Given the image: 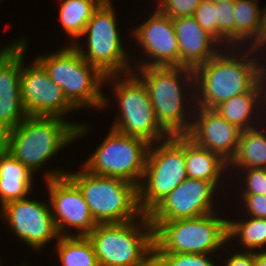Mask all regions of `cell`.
<instances>
[{
    "mask_svg": "<svg viewBox=\"0 0 266 266\" xmlns=\"http://www.w3.org/2000/svg\"><path fill=\"white\" fill-rule=\"evenodd\" d=\"M132 34L144 53L153 58L152 61L138 63L136 68L179 67V45L170 17L155 10Z\"/></svg>",
    "mask_w": 266,
    "mask_h": 266,
    "instance_id": "obj_16",
    "label": "cell"
},
{
    "mask_svg": "<svg viewBox=\"0 0 266 266\" xmlns=\"http://www.w3.org/2000/svg\"><path fill=\"white\" fill-rule=\"evenodd\" d=\"M122 223H98L87 237L99 266H153L154 228L148 215ZM143 230H142V229Z\"/></svg>",
    "mask_w": 266,
    "mask_h": 266,
    "instance_id": "obj_3",
    "label": "cell"
},
{
    "mask_svg": "<svg viewBox=\"0 0 266 266\" xmlns=\"http://www.w3.org/2000/svg\"><path fill=\"white\" fill-rule=\"evenodd\" d=\"M133 72L125 74L123 80L119 75L106 76L105 80L114 81L113 89L122 115L117 117L112 129L155 144L170 135L158 123L147 88L138 73L136 75L135 70Z\"/></svg>",
    "mask_w": 266,
    "mask_h": 266,
    "instance_id": "obj_9",
    "label": "cell"
},
{
    "mask_svg": "<svg viewBox=\"0 0 266 266\" xmlns=\"http://www.w3.org/2000/svg\"><path fill=\"white\" fill-rule=\"evenodd\" d=\"M150 145L141 138L121 134L111 128L82 167L92 174L118 178L138 187Z\"/></svg>",
    "mask_w": 266,
    "mask_h": 266,
    "instance_id": "obj_10",
    "label": "cell"
},
{
    "mask_svg": "<svg viewBox=\"0 0 266 266\" xmlns=\"http://www.w3.org/2000/svg\"><path fill=\"white\" fill-rule=\"evenodd\" d=\"M54 54L35 58L48 72L50 79L63 90L67 100L76 108H105L108 104L101 85L106 76L89 64L72 44Z\"/></svg>",
    "mask_w": 266,
    "mask_h": 266,
    "instance_id": "obj_4",
    "label": "cell"
},
{
    "mask_svg": "<svg viewBox=\"0 0 266 266\" xmlns=\"http://www.w3.org/2000/svg\"><path fill=\"white\" fill-rule=\"evenodd\" d=\"M87 127L60 117L28 116L2 136V146L34 173L58 150L86 134Z\"/></svg>",
    "mask_w": 266,
    "mask_h": 266,
    "instance_id": "obj_1",
    "label": "cell"
},
{
    "mask_svg": "<svg viewBox=\"0 0 266 266\" xmlns=\"http://www.w3.org/2000/svg\"><path fill=\"white\" fill-rule=\"evenodd\" d=\"M257 2V0H236L234 2V44L241 40H252V38V41H255L261 13Z\"/></svg>",
    "mask_w": 266,
    "mask_h": 266,
    "instance_id": "obj_26",
    "label": "cell"
},
{
    "mask_svg": "<svg viewBox=\"0 0 266 266\" xmlns=\"http://www.w3.org/2000/svg\"><path fill=\"white\" fill-rule=\"evenodd\" d=\"M33 172L0 145V202L1 207L8 202L28 197L33 187Z\"/></svg>",
    "mask_w": 266,
    "mask_h": 266,
    "instance_id": "obj_20",
    "label": "cell"
},
{
    "mask_svg": "<svg viewBox=\"0 0 266 266\" xmlns=\"http://www.w3.org/2000/svg\"><path fill=\"white\" fill-rule=\"evenodd\" d=\"M254 266H266V251L254 252Z\"/></svg>",
    "mask_w": 266,
    "mask_h": 266,
    "instance_id": "obj_36",
    "label": "cell"
},
{
    "mask_svg": "<svg viewBox=\"0 0 266 266\" xmlns=\"http://www.w3.org/2000/svg\"><path fill=\"white\" fill-rule=\"evenodd\" d=\"M66 173L64 170L55 169L45 174L56 229L60 236H69L68 233H62L67 227L79 229L74 236H88L98 223L93 218L79 187Z\"/></svg>",
    "mask_w": 266,
    "mask_h": 266,
    "instance_id": "obj_12",
    "label": "cell"
},
{
    "mask_svg": "<svg viewBox=\"0 0 266 266\" xmlns=\"http://www.w3.org/2000/svg\"><path fill=\"white\" fill-rule=\"evenodd\" d=\"M245 177L246 188L242 194H261L266 196V169L250 168Z\"/></svg>",
    "mask_w": 266,
    "mask_h": 266,
    "instance_id": "obj_32",
    "label": "cell"
},
{
    "mask_svg": "<svg viewBox=\"0 0 266 266\" xmlns=\"http://www.w3.org/2000/svg\"><path fill=\"white\" fill-rule=\"evenodd\" d=\"M247 221L228 220V239L238 237L247 252L266 245V219L249 216ZM237 235V236H236Z\"/></svg>",
    "mask_w": 266,
    "mask_h": 266,
    "instance_id": "obj_27",
    "label": "cell"
},
{
    "mask_svg": "<svg viewBox=\"0 0 266 266\" xmlns=\"http://www.w3.org/2000/svg\"><path fill=\"white\" fill-rule=\"evenodd\" d=\"M257 129L241 132L236 154L228 163L229 167L266 169V134Z\"/></svg>",
    "mask_w": 266,
    "mask_h": 266,
    "instance_id": "obj_23",
    "label": "cell"
},
{
    "mask_svg": "<svg viewBox=\"0 0 266 266\" xmlns=\"http://www.w3.org/2000/svg\"><path fill=\"white\" fill-rule=\"evenodd\" d=\"M262 79L264 82V86H266V66L264 67V65L262 64ZM265 101H266V88H265Z\"/></svg>",
    "mask_w": 266,
    "mask_h": 266,
    "instance_id": "obj_39",
    "label": "cell"
},
{
    "mask_svg": "<svg viewBox=\"0 0 266 266\" xmlns=\"http://www.w3.org/2000/svg\"><path fill=\"white\" fill-rule=\"evenodd\" d=\"M48 204L24 198L6 203L0 214L21 241L38 250L60 236Z\"/></svg>",
    "mask_w": 266,
    "mask_h": 266,
    "instance_id": "obj_14",
    "label": "cell"
},
{
    "mask_svg": "<svg viewBox=\"0 0 266 266\" xmlns=\"http://www.w3.org/2000/svg\"><path fill=\"white\" fill-rule=\"evenodd\" d=\"M210 254L195 253H154L153 266H216Z\"/></svg>",
    "mask_w": 266,
    "mask_h": 266,
    "instance_id": "obj_29",
    "label": "cell"
},
{
    "mask_svg": "<svg viewBox=\"0 0 266 266\" xmlns=\"http://www.w3.org/2000/svg\"><path fill=\"white\" fill-rule=\"evenodd\" d=\"M17 42L0 59V135L17 127L28 114L22 102L20 74L22 42Z\"/></svg>",
    "mask_w": 266,
    "mask_h": 266,
    "instance_id": "obj_17",
    "label": "cell"
},
{
    "mask_svg": "<svg viewBox=\"0 0 266 266\" xmlns=\"http://www.w3.org/2000/svg\"><path fill=\"white\" fill-rule=\"evenodd\" d=\"M17 43L16 42H12V44H9L8 46H6L5 48L0 49V59Z\"/></svg>",
    "mask_w": 266,
    "mask_h": 266,
    "instance_id": "obj_37",
    "label": "cell"
},
{
    "mask_svg": "<svg viewBox=\"0 0 266 266\" xmlns=\"http://www.w3.org/2000/svg\"><path fill=\"white\" fill-rule=\"evenodd\" d=\"M266 43V8L261 9V13H260V24H259V28H258V32L256 34L255 37V41L253 43H251L249 49H251L252 51H255L256 49L258 50V48H262L263 45H265Z\"/></svg>",
    "mask_w": 266,
    "mask_h": 266,
    "instance_id": "obj_35",
    "label": "cell"
},
{
    "mask_svg": "<svg viewBox=\"0 0 266 266\" xmlns=\"http://www.w3.org/2000/svg\"><path fill=\"white\" fill-rule=\"evenodd\" d=\"M213 182L187 178L149 214L150 222L195 218L215 212Z\"/></svg>",
    "mask_w": 266,
    "mask_h": 266,
    "instance_id": "obj_15",
    "label": "cell"
},
{
    "mask_svg": "<svg viewBox=\"0 0 266 266\" xmlns=\"http://www.w3.org/2000/svg\"><path fill=\"white\" fill-rule=\"evenodd\" d=\"M88 1L92 2L96 7H100L107 2H110L111 0H88Z\"/></svg>",
    "mask_w": 266,
    "mask_h": 266,
    "instance_id": "obj_38",
    "label": "cell"
},
{
    "mask_svg": "<svg viewBox=\"0 0 266 266\" xmlns=\"http://www.w3.org/2000/svg\"><path fill=\"white\" fill-rule=\"evenodd\" d=\"M184 155L188 178L210 181L216 186L228 166V162L218 153L198 146L187 135H184Z\"/></svg>",
    "mask_w": 266,
    "mask_h": 266,
    "instance_id": "obj_21",
    "label": "cell"
},
{
    "mask_svg": "<svg viewBox=\"0 0 266 266\" xmlns=\"http://www.w3.org/2000/svg\"><path fill=\"white\" fill-rule=\"evenodd\" d=\"M215 2L202 0L193 17L196 22L217 41V14Z\"/></svg>",
    "mask_w": 266,
    "mask_h": 266,
    "instance_id": "obj_31",
    "label": "cell"
},
{
    "mask_svg": "<svg viewBox=\"0 0 266 266\" xmlns=\"http://www.w3.org/2000/svg\"><path fill=\"white\" fill-rule=\"evenodd\" d=\"M150 145L138 200L141 212L148 215L171 191L187 179L184 135H174ZM153 147V148H152ZM155 147V148H154ZM146 184V185H145Z\"/></svg>",
    "mask_w": 266,
    "mask_h": 266,
    "instance_id": "obj_8",
    "label": "cell"
},
{
    "mask_svg": "<svg viewBox=\"0 0 266 266\" xmlns=\"http://www.w3.org/2000/svg\"><path fill=\"white\" fill-rule=\"evenodd\" d=\"M115 14L111 1L94 10L82 34L87 36L88 53L78 42L73 43L82 57L105 76H122L121 73L133 71L128 62L127 52L121 44Z\"/></svg>",
    "mask_w": 266,
    "mask_h": 266,
    "instance_id": "obj_11",
    "label": "cell"
},
{
    "mask_svg": "<svg viewBox=\"0 0 266 266\" xmlns=\"http://www.w3.org/2000/svg\"><path fill=\"white\" fill-rule=\"evenodd\" d=\"M227 260L224 266H254V252H237Z\"/></svg>",
    "mask_w": 266,
    "mask_h": 266,
    "instance_id": "obj_34",
    "label": "cell"
},
{
    "mask_svg": "<svg viewBox=\"0 0 266 266\" xmlns=\"http://www.w3.org/2000/svg\"><path fill=\"white\" fill-rule=\"evenodd\" d=\"M250 52L255 54V51L247 49L246 55H239L242 57L239 58L233 52L230 57V53L225 55L219 51L198 66L194 70L195 94L198 96L194 106L214 109L225 100L249 92L262 79V66ZM249 54L253 59H247Z\"/></svg>",
    "mask_w": 266,
    "mask_h": 266,
    "instance_id": "obj_2",
    "label": "cell"
},
{
    "mask_svg": "<svg viewBox=\"0 0 266 266\" xmlns=\"http://www.w3.org/2000/svg\"><path fill=\"white\" fill-rule=\"evenodd\" d=\"M137 70L140 72L139 78L147 88L160 126L170 136L187 135L192 122L191 119L190 122L186 120L187 112H184V107L186 109L188 106L183 104L185 95L180 83L182 80L186 82L185 85L191 82L192 85L195 84L194 70L186 67H141Z\"/></svg>",
    "mask_w": 266,
    "mask_h": 266,
    "instance_id": "obj_7",
    "label": "cell"
},
{
    "mask_svg": "<svg viewBox=\"0 0 266 266\" xmlns=\"http://www.w3.org/2000/svg\"><path fill=\"white\" fill-rule=\"evenodd\" d=\"M215 3H222V2H235L236 0H211Z\"/></svg>",
    "mask_w": 266,
    "mask_h": 266,
    "instance_id": "obj_40",
    "label": "cell"
},
{
    "mask_svg": "<svg viewBox=\"0 0 266 266\" xmlns=\"http://www.w3.org/2000/svg\"><path fill=\"white\" fill-rule=\"evenodd\" d=\"M215 212L195 218L150 222L154 228V253L211 254L228 239V219Z\"/></svg>",
    "mask_w": 266,
    "mask_h": 266,
    "instance_id": "obj_6",
    "label": "cell"
},
{
    "mask_svg": "<svg viewBox=\"0 0 266 266\" xmlns=\"http://www.w3.org/2000/svg\"><path fill=\"white\" fill-rule=\"evenodd\" d=\"M22 42L20 87L22 102L28 116L60 117L77 109L67 100L63 90L53 82L45 68L35 59L31 66H23L28 40Z\"/></svg>",
    "mask_w": 266,
    "mask_h": 266,
    "instance_id": "obj_13",
    "label": "cell"
},
{
    "mask_svg": "<svg viewBox=\"0 0 266 266\" xmlns=\"http://www.w3.org/2000/svg\"><path fill=\"white\" fill-rule=\"evenodd\" d=\"M79 187L97 223H122L141 219L138 187L113 177L82 171L66 173Z\"/></svg>",
    "mask_w": 266,
    "mask_h": 266,
    "instance_id": "obj_5",
    "label": "cell"
},
{
    "mask_svg": "<svg viewBox=\"0 0 266 266\" xmlns=\"http://www.w3.org/2000/svg\"><path fill=\"white\" fill-rule=\"evenodd\" d=\"M215 9L217 14V42H226L227 45L234 44V2H222L215 3Z\"/></svg>",
    "mask_w": 266,
    "mask_h": 266,
    "instance_id": "obj_28",
    "label": "cell"
},
{
    "mask_svg": "<svg viewBox=\"0 0 266 266\" xmlns=\"http://www.w3.org/2000/svg\"><path fill=\"white\" fill-rule=\"evenodd\" d=\"M96 8L88 0H63L60 4L59 19L66 34L71 38H81Z\"/></svg>",
    "mask_w": 266,
    "mask_h": 266,
    "instance_id": "obj_25",
    "label": "cell"
},
{
    "mask_svg": "<svg viewBox=\"0 0 266 266\" xmlns=\"http://www.w3.org/2000/svg\"><path fill=\"white\" fill-rule=\"evenodd\" d=\"M264 87L263 79H261L249 92L236 95L221 102L214 110L229 123L234 124L242 131L253 129L255 126L250 123L252 121L251 116L254 112L253 110H255V106H258L255 103L260 102L259 99L265 100Z\"/></svg>",
    "mask_w": 266,
    "mask_h": 266,
    "instance_id": "obj_22",
    "label": "cell"
},
{
    "mask_svg": "<svg viewBox=\"0 0 266 266\" xmlns=\"http://www.w3.org/2000/svg\"><path fill=\"white\" fill-rule=\"evenodd\" d=\"M202 0H158L157 10L171 19L191 17Z\"/></svg>",
    "mask_w": 266,
    "mask_h": 266,
    "instance_id": "obj_30",
    "label": "cell"
},
{
    "mask_svg": "<svg viewBox=\"0 0 266 266\" xmlns=\"http://www.w3.org/2000/svg\"><path fill=\"white\" fill-rule=\"evenodd\" d=\"M197 118L187 136L198 146L218 153L228 163L235 156L242 130L229 123L214 109L197 108Z\"/></svg>",
    "mask_w": 266,
    "mask_h": 266,
    "instance_id": "obj_18",
    "label": "cell"
},
{
    "mask_svg": "<svg viewBox=\"0 0 266 266\" xmlns=\"http://www.w3.org/2000/svg\"><path fill=\"white\" fill-rule=\"evenodd\" d=\"M248 210V216L266 219V196L261 194H243L241 196Z\"/></svg>",
    "mask_w": 266,
    "mask_h": 266,
    "instance_id": "obj_33",
    "label": "cell"
},
{
    "mask_svg": "<svg viewBox=\"0 0 266 266\" xmlns=\"http://www.w3.org/2000/svg\"><path fill=\"white\" fill-rule=\"evenodd\" d=\"M56 246L62 266H99L87 236H59Z\"/></svg>",
    "mask_w": 266,
    "mask_h": 266,
    "instance_id": "obj_24",
    "label": "cell"
},
{
    "mask_svg": "<svg viewBox=\"0 0 266 266\" xmlns=\"http://www.w3.org/2000/svg\"><path fill=\"white\" fill-rule=\"evenodd\" d=\"M172 23L179 45V67L195 70L218 53L215 45L219 43L193 16L174 18Z\"/></svg>",
    "mask_w": 266,
    "mask_h": 266,
    "instance_id": "obj_19",
    "label": "cell"
}]
</instances>
